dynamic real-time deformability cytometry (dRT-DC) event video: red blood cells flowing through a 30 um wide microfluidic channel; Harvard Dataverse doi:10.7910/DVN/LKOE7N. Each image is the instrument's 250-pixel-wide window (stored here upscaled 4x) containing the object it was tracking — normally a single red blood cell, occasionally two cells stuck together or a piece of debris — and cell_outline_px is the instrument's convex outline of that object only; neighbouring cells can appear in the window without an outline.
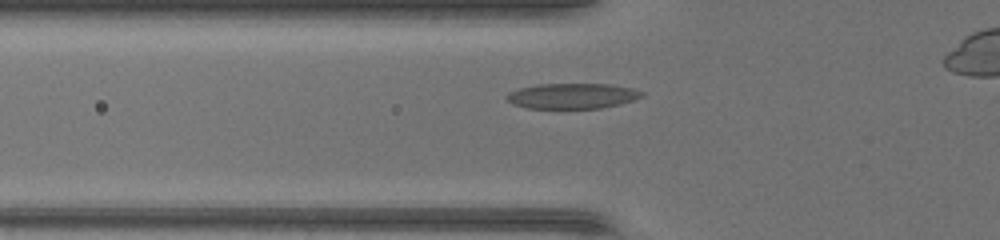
{"species": "common noctule bat (a hibernating species)", "species_latin": "Nyctalus noctula", "temperature_condition": "warm", "stored_images_in_passage": 34, "camera_frame_rate_fps": 3000, "um_per_image_px": 0.085, "animal": {"sex": "female", "body_mass_g": 17.0, "forearm_length_mm": 48.0}, "frame": {"image": 1, "passage_image": 9, "time_ms": 2.667, "image_size_px": [1000, 240], "cell_outline_px": [[644, 96], [620, 104], [600, 108], [528, 108], [512, 104], [504, 96], [508, 92], [520, 88], [536, 84], [608, 84], [632, 88], [644, 92]], "centroid_in_image_um": [48.62, 8.15], "position_along_channel_um": 77.2, "area_um2": 20.0}}
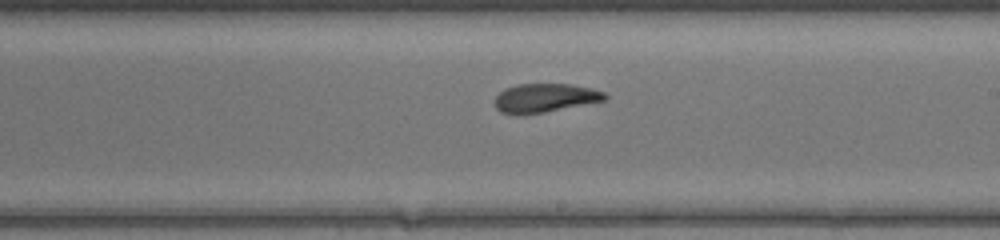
{"frame": {"image": 2, "passage_image": 20, "time_ms": 6.333, "image_size_px": [1000, 240], "cell_outline_px": [[608, 100], [544, 112], [500, 112], [496, 108], [496, 96], [504, 88], [516, 84], [568, 84], [592, 88], [604, 92], [608, 96]], "centroid_in_image_um": [46.39, 8.29], "position_along_channel_um": 242.6, "area_um2": 18.03}}
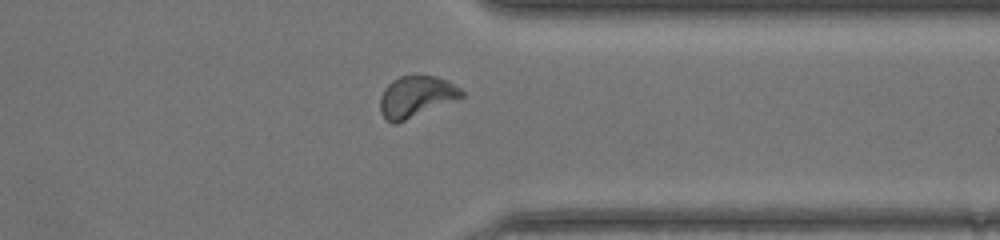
{"frame": {"image": 3, "passage_image": 29, "time_ms": 9.333, "image_size_px": [1000, 240], "cell_outline_px": [[464, 96], [396, 124], [392, 124], [380, 112], [380, 96], [384, 88], [392, 80], [400, 76], [436, 76], [448, 80], [460, 88], [464, 92]], "centroid_in_image_um": [35.35, 8.2], "position_along_channel_um": 376.0, "area_um2": 19.42}}